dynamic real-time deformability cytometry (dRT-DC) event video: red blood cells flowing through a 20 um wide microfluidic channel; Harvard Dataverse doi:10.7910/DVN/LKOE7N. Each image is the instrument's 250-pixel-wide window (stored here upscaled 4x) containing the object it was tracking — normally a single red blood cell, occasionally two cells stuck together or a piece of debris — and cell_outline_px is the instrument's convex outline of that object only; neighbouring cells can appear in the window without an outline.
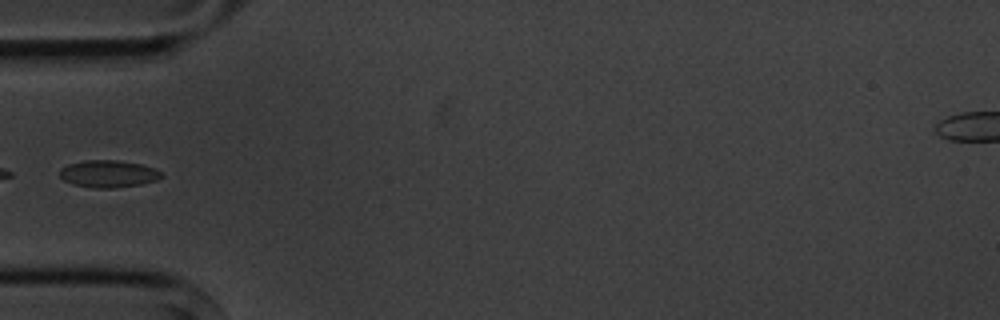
{"species": "common noctule bat (a hibernating species)", "species_latin": "Nyctalus noctula", "temperature_condition": "cold", "stored_images_in_passage": 6, "camera_frame_rate_fps": 3000, "um_per_image_px": 0.085, "animal": {"sex": "male", "body_mass_g": 20.1, "forearm_length_mm": 53.5}, "frame": {"image": 1, "passage_image": 6, "time_ms": 5.667, "image_size_px": [1000, 320], "cell_outline_px": [[164, 176], [156, 180], [140, 184], [112, 188], [92, 188], [72, 184], [64, 180], [60, 176], [60, 168], [68, 164], [84, 160], [116, 160], [144, 164], [160, 172]], "centroid_in_image_um": [9.19, 14.77], "position_along_channel_um": 75.8, "area_um2": 16.13}}